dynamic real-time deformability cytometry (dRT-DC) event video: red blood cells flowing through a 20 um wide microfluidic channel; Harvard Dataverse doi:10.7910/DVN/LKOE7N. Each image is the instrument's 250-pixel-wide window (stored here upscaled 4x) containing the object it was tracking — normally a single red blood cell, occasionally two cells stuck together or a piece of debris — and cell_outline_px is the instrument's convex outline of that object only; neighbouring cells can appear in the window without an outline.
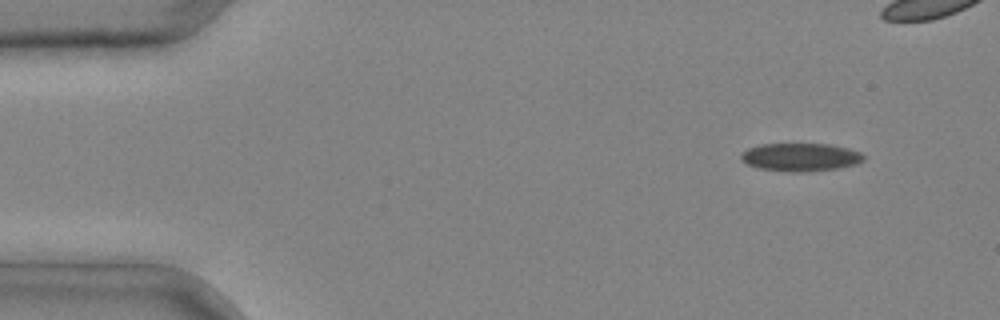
{"species": "common noctule bat (a hibernating species)", "species_latin": "Nyctalus noctula", "temperature_condition": "cold", "stored_images_in_passage": 3, "camera_frame_rate_fps": 3000, "um_per_image_px": 0.085, "animal": {"sex": "male", "body_mass_g": 20.4}, "frame": {"image": 1, "passage_image": 1, "time_ms": 0.0, "image_size_px": [1000, 320], "cell_outline_px": [[864, 160], [856, 164], [836, 168], [808, 172], [788, 172], [760, 168], [748, 164], [740, 160], [740, 156], [748, 148], [760, 144], [828, 144], [848, 148], [860, 152], [864, 156]], "centroid_in_image_um": [68.04, 13.36], "position_along_channel_um": 17.0, "area_um2": 20.0}}